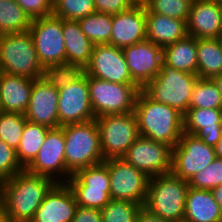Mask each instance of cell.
I'll use <instances>...</instances> for the list:
<instances>
[{
	"label": "cell",
	"instance_id": "obj_19",
	"mask_svg": "<svg viewBox=\"0 0 222 222\" xmlns=\"http://www.w3.org/2000/svg\"><path fill=\"white\" fill-rule=\"evenodd\" d=\"M109 45L124 48L146 40L145 6L139 0L130 9L112 15Z\"/></svg>",
	"mask_w": 222,
	"mask_h": 222
},
{
	"label": "cell",
	"instance_id": "obj_9",
	"mask_svg": "<svg viewBox=\"0 0 222 222\" xmlns=\"http://www.w3.org/2000/svg\"><path fill=\"white\" fill-rule=\"evenodd\" d=\"M67 184L78 206L102 209L110 200V178L105 162L77 170Z\"/></svg>",
	"mask_w": 222,
	"mask_h": 222
},
{
	"label": "cell",
	"instance_id": "obj_40",
	"mask_svg": "<svg viewBox=\"0 0 222 222\" xmlns=\"http://www.w3.org/2000/svg\"><path fill=\"white\" fill-rule=\"evenodd\" d=\"M31 18L37 19L52 15L54 0H15Z\"/></svg>",
	"mask_w": 222,
	"mask_h": 222
},
{
	"label": "cell",
	"instance_id": "obj_2",
	"mask_svg": "<svg viewBox=\"0 0 222 222\" xmlns=\"http://www.w3.org/2000/svg\"><path fill=\"white\" fill-rule=\"evenodd\" d=\"M133 112L140 136L173 148L184 132L183 115L169 105L152 99L143 89L137 96Z\"/></svg>",
	"mask_w": 222,
	"mask_h": 222
},
{
	"label": "cell",
	"instance_id": "obj_21",
	"mask_svg": "<svg viewBox=\"0 0 222 222\" xmlns=\"http://www.w3.org/2000/svg\"><path fill=\"white\" fill-rule=\"evenodd\" d=\"M188 36L196 39L222 37V9L220 3L193 0L186 21Z\"/></svg>",
	"mask_w": 222,
	"mask_h": 222
},
{
	"label": "cell",
	"instance_id": "obj_5",
	"mask_svg": "<svg viewBox=\"0 0 222 222\" xmlns=\"http://www.w3.org/2000/svg\"><path fill=\"white\" fill-rule=\"evenodd\" d=\"M1 72L39 79L44 75V68L39 63L30 32L0 35Z\"/></svg>",
	"mask_w": 222,
	"mask_h": 222
},
{
	"label": "cell",
	"instance_id": "obj_23",
	"mask_svg": "<svg viewBox=\"0 0 222 222\" xmlns=\"http://www.w3.org/2000/svg\"><path fill=\"white\" fill-rule=\"evenodd\" d=\"M33 79L0 74V101L4 112L24 114L27 110Z\"/></svg>",
	"mask_w": 222,
	"mask_h": 222
},
{
	"label": "cell",
	"instance_id": "obj_26",
	"mask_svg": "<svg viewBox=\"0 0 222 222\" xmlns=\"http://www.w3.org/2000/svg\"><path fill=\"white\" fill-rule=\"evenodd\" d=\"M66 50V63L79 64L84 68L91 60L94 44L83 33L76 20L62 19Z\"/></svg>",
	"mask_w": 222,
	"mask_h": 222
},
{
	"label": "cell",
	"instance_id": "obj_29",
	"mask_svg": "<svg viewBox=\"0 0 222 222\" xmlns=\"http://www.w3.org/2000/svg\"><path fill=\"white\" fill-rule=\"evenodd\" d=\"M50 129L45 125L26 121L19 147L16 150L18 162L24 169L37 156Z\"/></svg>",
	"mask_w": 222,
	"mask_h": 222
},
{
	"label": "cell",
	"instance_id": "obj_7",
	"mask_svg": "<svg viewBox=\"0 0 222 222\" xmlns=\"http://www.w3.org/2000/svg\"><path fill=\"white\" fill-rule=\"evenodd\" d=\"M95 118L134 111L141 89L136 84H117L87 75Z\"/></svg>",
	"mask_w": 222,
	"mask_h": 222
},
{
	"label": "cell",
	"instance_id": "obj_41",
	"mask_svg": "<svg viewBox=\"0 0 222 222\" xmlns=\"http://www.w3.org/2000/svg\"><path fill=\"white\" fill-rule=\"evenodd\" d=\"M139 0H94L97 13L117 14L126 11L135 5Z\"/></svg>",
	"mask_w": 222,
	"mask_h": 222
},
{
	"label": "cell",
	"instance_id": "obj_50",
	"mask_svg": "<svg viewBox=\"0 0 222 222\" xmlns=\"http://www.w3.org/2000/svg\"><path fill=\"white\" fill-rule=\"evenodd\" d=\"M2 111H3V110H2L1 101H0V113H1Z\"/></svg>",
	"mask_w": 222,
	"mask_h": 222
},
{
	"label": "cell",
	"instance_id": "obj_1",
	"mask_svg": "<svg viewBox=\"0 0 222 222\" xmlns=\"http://www.w3.org/2000/svg\"><path fill=\"white\" fill-rule=\"evenodd\" d=\"M55 184L51 178L24 169L0 183V210L14 221L32 220Z\"/></svg>",
	"mask_w": 222,
	"mask_h": 222
},
{
	"label": "cell",
	"instance_id": "obj_37",
	"mask_svg": "<svg viewBox=\"0 0 222 222\" xmlns=\"http://www.w3.org/2000/svg\"><path fill=\"white\" fill-rule=\"evenodd\" d=\"M96 12L94 0H54L53 15L64 20H79Z\"/></svg>",
	"mask_w": 222,
	"mask_h": 222
},
{
	"label": "cell",
	"instance_id": "obj_17",
	"mask_svg": "<svg viewBox=\"0 0 222 222\" xmlns=\"http://www.w3.org/2000/svg\"><path fill=\"white\" fill-rule=\"evenodd\" d=\"M89 76L117 84H135L122 48L109 44L94 45L91 60L85 67Z\"/></svg>",
	"mask_w": 222,
	"mask_h": 222
},
{
	"label": "cell",
	"instance_id": "obj_42",
	"mask_svg": "<svg viewBox=\"0 0 222 222\" xmlns=\"http://www.w3.org/2000/svg\"><path fill=\"white\" fill-rule=\"evenodd\" d=\"M71 222H102V211L96 208L77 206Z\"/></svg>",
	"mask_w": 222,
	"mask_h": 222
},
{
	"label": "cell",
	"instance_id": "obj_33",
	"mask_svg": "<svg viewBox=\"0 0 222 222\" xmlns=\"http://www.w3.org/2000/svg\"><path fill=\"white\" fill-rule=\"evenodd\" d=\"M85 74V68L79 64L63 63L44 68L43 77L55 89L60 90L77 81Z\"/></svg>",
	"mask_w": 222,
	"mask_h": 222
},
{
	"label": "cell",
	"instance_id": "obj_28",
	"mask_svg": "<svg viewBox=\"0 0 222 222\" xmlns=\"http://www.w3.org/2000/svg\"><path fill=\"white\" fill-rule=\"evenodd\" d=\"M197 75L212 78L222 74L221 38L197 39Z\"/></svg>",
	"mask_w": 222,
	"mask_h": 222
},
{
	"label": "cell",
	"instance_id": "obj_25",
	"mask_svg": "<svg viewBox=\"0 0 222 222\" xmlns=\"http://www.w3.org/2000/svg\"><path fill=\"white\" fill-rule=\"evenodd\" d=\"M186 222H222V212L211 190L189 187L184 213Z\"/></svg>",
	"mask_w": 222,
	"mask_h": 222
},
{
	"label": "cell",
	"instance_id": "obj_27",
	"mask_svg": "<svg viewBox=\"0 0 222 222\" xmlns=\"http://www.w3.org/2000/svg\"><path fill=\"white\" fill-rule=\"evenodd\" d=\"M163 62L178 71L197 75V39L187 36L164 47Z\"/></svg>",
	"mask_w": 222,
	"mask_h": 222
},
{
	"label": "cell",
	"instance_id": "obj_16",
	"mask_svg": "<svg viewBox=\"0 0 222 222\" xmlns=\"http://www.w3.org/2000/svg\"><path fill=\"white\" fill-rule=\"evenodd\" d=\"M133 82L143 89L161 71L163 49L149 40L122 48Z\"/></svg>",
	"mask_w": 222,
	"mask_h": 222
},
{
	"label": "cell",
	"instance_id": "obj_35",
	"mask_svg": "<svg viewBox=\"0 0 222 222\" xmlns=\"http://www.w3.org/2000/svg\"><path fill=\"white\" fill-rule=\"evenodd\" d=\"M145 12L187 21L193 0H140Z\"/></svg>",
	"mask_w": 222,
	"mask_h": 222
},
{
	"label": "cell",
	"instance_id": "obj_46",
	"mask_svg": "<svg viewBox=\"0 0 222 222\" xmlns=\"http://www.w3.org/2000/svg\"><path fill=\"white\" fill-rule=\"evenodd\" d=\"M214 148H215L216 157L222 158V136Z\"/></svg>",
	"mask_w": 222,
	"mask_h": 222
},
{
	"label": "cell",
	"instance_id": "obj_4",
	"mask_svg": "<svg viewBox=\"0 0 222 222\" xmlns=\"http://www.w3.org/2000/svg\"><path fill=\"white\" fill-rule=\"evenodd\" d=\"M64 138L65 163L72 174L105 161L95 120L65 125Z\"/></svg>",
	"mask_w": 222,
	"mask_h": 222
},
{
	"label": "cell",
	"instance_id": "obj_43",
	"mask_svg": "<svg viewBox=\"0 0 222 222\" xmlns=\"http://www.w3.org/2000/svg\"><path fill=\"white\" fill-rule=\"evenodd\" d=\"M136 222H171V221L164 220L163 218L159 217L156 214H153L144 206H142L137 215Z\"/></svg>",
	"mask_w": 222,
	"mask_h": 222
},
{
	"label": "cell",
	"instance_id": "obj_24",
	"mask_svg": "<svg viewBox=\"0 0 222 222\" xmlns=\"http://www.w3.org/2000/svg\"><path fill=\"white\" fill-rule=\"evenodd\" d=\"M146 39L162 49L188 36L185 20L171 18L161 14L145 12Z\"/></svg>",
	"mask_w": 222,
	"mask_h": 222
},
{
	"label": "cell",
	"instance_id": "obj_13",
	"mask_svg": "<svg viewBox=\"0 0 222 222\" xmlns=\"http://www.w3.org/2000/svg\"><path fill=\"white\" fill-rule=\"evenodd\" d=\"M215 148L195 135L183 132L172 148L171 173L185 181L216 159Z\"/></svg>",
	"mask_w": 222,
	"mask_h": 222
},
{
	"label": "cell",
	"instance_id": "obj_8",
	"mask_svg": "<svg viewBox=\"0 0 222 222\" xmlns=\"http://www.w3.org/2000/svg\"><path fill=\"white\" fill-rule=\"evenodd\" d=\"M95 121L104 160L123 157L140 136L134 112L99 116Z\"/></svg>",
	"mask_w": 222,
	"mask_h": 222
},
{
	"label": "cell",
	"instance_id": "obj_22",
	"mask_svg": "<svg viewBox=\"0 0 222 222\" xmlns=\"http://www.w3.org/2000/svg\"><path fill=\"white\" fill-rule=\"evenodd\" d=\"M183 130L215 147L222 136V109L188 108L183 115Z\"/></svg>",
	"mask_w": 222,
	"mask_h": 222
},
{
	"label": "cell",
	"instance_id": "obj_3",
	"mask_svg": "<svg viewBox=\"0 0 222 222\" xmlns=\"http://www.w3.org/2000/svg\"><path fill=\"white\" fill-rule=\"evenodd\" d=\"M188 181L172 173L149 178L144 207L171 222L184 220Z\"/></svg>",
	"mask_w": 222,
	"mask_h": 222
},
{
	"label": "cell",
	"instance_id": "obj_11",
	"mask_svg": "<svg viewBox=\"0 0 222 222\" xmlns=\"http://www.w3.org/2000/svg\"><path fill=\"white\" fill-rule=\"evenodd\" d=\"M104 162L109 171L111 199L131 201L144 206L150 177L122 157L106 159Z\"/></svg>",
	"mask_w": 222,
	"mask_h": 222
},
{
	"label": "cell",
	"instance_id": "obj_47",
	"mask_svg": "<svg viewBox=\"0 0 222 222\" xmlns=\"http://www.w3.org/2000/svg\"><path fill=\"white\" fill-rule=\"evenodd\" d=\"M0 222H14V220L0 210Z\"/></svg>",
	"mask_w": 222,
	"mask_h": 222
},
{
	"label": "cell",
	"instance_id": "obj_31",
	"mask_svg": "<svg viewBox=\"0 0 222 222\" xmlns=\"http://www.w3.org/2000/svg\"><path fill=\"white\" fill-rule=\"evenodd\" d=\"M83 33L94 45L110 43L112 33V14L93 13L77 20Z\"/></svg>",
	"mask_w": 222,
	"mask_h": 222
},
{
	"label": "cell",
	"instance_id": "obj_49",
	"mask_svg": "<svg viewBox=\"0 0 222 222\" xmlns=\"http://www.w3.org/2000/svg\"><path fill=\"white\" fill-rule=\"evenodd\" d=\"M14 222H33L32 220H25V221H14Z\"/></svg>",
	"mask_w": 222,
	"mask_h": 222
},
{
	"label": "cell",
	"instance_id": "obj_15",
	"mask_svg": "<svg viewBox=\"0 0 222 222\" xmlns=\"http://www.w3.org/2000/svg\"><path fill=\"white\" fill-rule=\"evenodd\" d=\"M58 91V119L61 127L96 119L90 102L86 73Z\"/></svg>",
	"mask_w": 222,
	"mask_h": 222
},
{
	"label": "cell",
	"instance_id": "obj_10",
	"mask_svg": "<svg viewBox=\"0 0 222 222\" xmlns=\"http://www.w3.org/2000/svg\"><path fill=\"white\" fill-rule=\"evenodd\" d=\"M43 68L66 63L62 18L49 15L33 19L28 30Z\"/></svg>",
	"mask_w": 222,
	"mask_h": 222
},
{
	"label": "cell",
	"instance_id": "obj_34",
	"mask_svg": "<svg viewBox=\"0 0 222 222\" xmlns=\"http://www.w3.org/2000/svg\"><path fill=\"white\" fill-rule=\"evenodd\" d=\"M26 121L24 114L2 111L0 113V139L17 150Z\"/></svg>",
	"mask_w": 222,
	"mask_h": 222
},
{
	"label": "cell",
	"instance_id": "obj_20",
	"mask_svg": "<svg viewBox=\"0 0 222 222\" xmlns=\"http://www.w3.org/2000/svg\"><path fill=\"white\" fill-rule=\"evenodd\" d=\"M75 195L70 186L56 183L37 209L33 222H71L77 208Z\"/></svg>",
	"mask_w": 222,
	"mask_h": 222
},
{
	"label": "cell",
	"instance_id": "obj_39",
	"mask_svg": "<svg viewBox=\"0 0 222 222\" xmlns=\"http://www.w3.org/2000/svg\"><path fill=\"white\" fill-rule=\"evenodd\" d=\"M23 170L18 162L16 150L0 139V183Z\"/></svg>",
	"mask_w": 222,
	"mask_h": 222
},
{
	"label": "cell",
	"instance_id": "obj_45",
	"mask_svg": "<svg viewBox=\"0 0 222 222\" xmlns=\"http://www.w3.org/2000/svg\"><path fill=\"white\" fill-rule=\"evenodd\" d=\"M211 79L214 81V83H215V85H216V87H217V89H218V91L221 95V100H222V74L214 76Z\"/></svg>",
	"mask_w": 222,
	"mask_h": 222
},
{
	"label": "cell",
	"instance_id": "obj_12",
	"mask_svg": "<svg viewBox=\"0 0 222 222\" xmlns=\"http://www.w3.org/2000/svg\"><path fill=\"white\" fill-rule=\"evenodd\" d=\"M25 170L35 175L51 178L56 183L68 181L72 173L67 169L65 163L64 126L51 128L48 131L37 156Z\"/></svg>",
	"mask_w": 222,
	"mask_h": 222
},
{
	"label": "cell",
	"instance_id": "obj_38",
	"mask_svg": "<svg viewBox=\"0 0 222 222\" xmlns=\"http://www.w3.org/2000/svg\"><path fill=\"white\" fill-rule=\"evenodd\" d=\"M222 184V158H216L208 166L194 174L188 181L189 187L212 190Z\"/></svg>",
	"mask_w": 222,
	"mask_h": 222
},
{
	"label": "cell",
	"instance_id": "obj_6",
	"mask_svg": "<svg viewBox=\"0 0 222 222\" xmlns=\"http://www.w3.org/2000/svg\"><path fill=\"white\" fill-rule=\"evenodd\" d=\"M198 75L176 70L162 62L161 71L143 90L154 100L169 105L184 115L189 108Z\"/></svg>",
	"mask_w": 222,
	"mask_h": 222
},
{
	"label": "cell",
	"instance_id": "obj_48",
	"mask_svg": "<svg viewBox=\"0 0 222 222\" xmlns=\"http://www.w3.org/2000/svg\"><path fill=\"white\" fill-rule=\"evenodd\" d=\"M208 1L215 2V3H221L222 2V0H208Z\"/></svg>",
	"mask_w": 222,
	"mask_h": 222
},
{
	"label": "cell",
	"instance_id": "obj_18",
	"mask_svg": "<svg viewBox=\"0 0 222 222\" xmlns=\"http://www.w3.org/2000/svg\"><path fill=\"white\" fill-rule=\"evenodd\" d=\"M59 91L44 77L35 79L31 89L26 119L49 128H60L58 119Z\"/></svg>",
	"mask_w": 222,
	"mask_h": 222
},
{
	"label": "cell",
	"instance_id": "obj_32",
	"mask_svg": "<svg viewBox=\"0 0 222 222\" xmlns=\"http://www.w3.org/2000/svg\"><path fill=\"white\" fill-rule=\"evenodd\" d=\"M189 108L222 109L221 95L210 78H198L193 86Z\"/></svg>",
	"mask_w": 222,
	"mask_h": 222
},
{
	"label": "cell",
	"instance_id": "obj_44",
	"mask_svg": "<svg viewBox=\"0 0 222 222\" xmlns=\"http://www.w3.org/2000/svg\"><path fill=\"white\" fill-rule=\"evenodd\" d=\"M211 192L213 193L214 199L219 204L222 212V184L213 188Z\"/></svg>",
	"mask_w": 222,
	"mask_h": 222
},
{
	"label": "cell",
	"instance_id": "obj_30",
	"mask_svg": "<svg viewBox=\"0 0 222 222\" xmlns=\"http://www.w3.org/2000/svg\"><path fill=\"white\" fill-rule=\"evenodd\" d=\"M31 22L15 0H0V35L28 32Z\"/></svg>",
	"mask_w": 222,
	"mask_h": 222
},
{
	"label": "cell",
	"instance_id": "obj_36",
	"mask_svg": "<svg viewBox=\"0 0 222 222\" xmlns=\"http://www.w3.org/2000/svg\"><path fill=\"white\" fill-rule=\"evenodd\" d=\"M142 206V204L131 201L111 199L101 209L102 222H136L137 215Z\"/></svg>",
	"mask_w": 222,
	"mask_h": 222
},
{
	"label": "cell",
	"instance_id": "obj_14",
	"mask_svg": "<svg viewBox=\"0 0 222 222\" xmlns=\"http://www.w3.org/2000/svg\"><path fill=\"white\" fill-rule=\"evenodd\" d=\"M122 158L148 177L171 173L172 147L163 142L139 136Z\"/></svg>",
	"mask_w": 222,
	"mask_h": 222
}]
</instances>
